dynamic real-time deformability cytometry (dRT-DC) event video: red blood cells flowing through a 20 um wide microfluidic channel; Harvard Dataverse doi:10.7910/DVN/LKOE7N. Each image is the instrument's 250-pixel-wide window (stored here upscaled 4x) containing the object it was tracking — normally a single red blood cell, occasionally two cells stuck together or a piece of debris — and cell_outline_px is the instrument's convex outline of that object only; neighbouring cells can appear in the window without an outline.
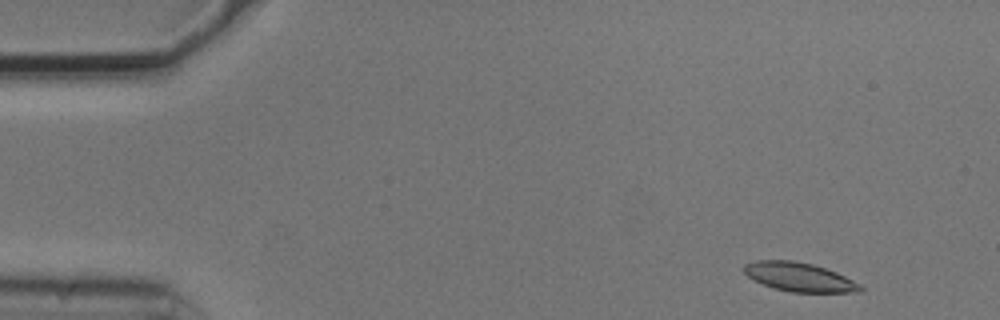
{"species": "common noctule bat (a hibernating species)", "species_latin": "Nyctalus noctula", "temperature_condition": "cold", "stored_images_in_passage": 50, "camera_frame_rate_fps": 3000, "um_per_image_px": 0.085, "animal": {"sex": "male", "body_mass_g": 20.5, "forearm_length_mm": 52.5}, "frame": {"image": 1, "passage_image": 1, "time_ms": 0.0, "image_size_px": [1000, 320], "cell_outline_px": [[864, 288], [860, 292], [792, 292], [776, 288], [764, 284], [748, 276], [744, 272], [744, 264], [756, 260], [792, 260], [812, 264], [836, 272], [860, 284]], "centroid_in_image_um": [67.95, 23.54], "position_along_channel_um": 17.0, "area_um2": 19.31}}
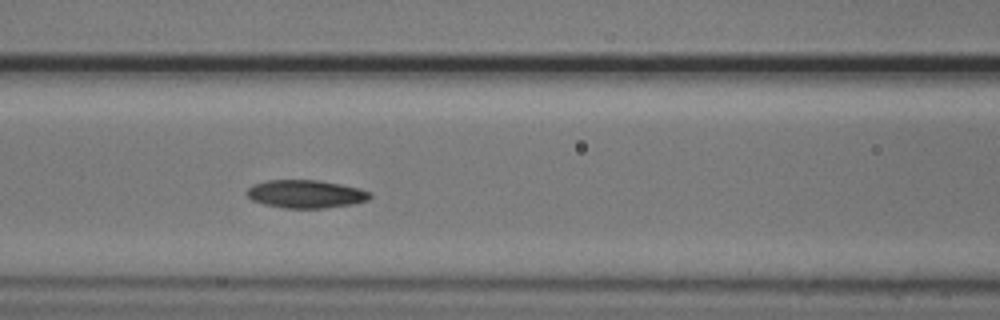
{"frame": {"image": 2, "passage_image": 19, "time_ms": 6.0, "image_size_px": [1000, 320], "cell_outline_px": [[372, 196], [368, 200], [352, 204], [324, 208], [284, 208], [264, 204], [252, 200], [248, 196], [248, 188], [252, 184], [268, 180], [320, 180], [360, 188], [372, 192]], "centroid_in_image_um": [26.02, 16.48], "position_along_channel_um": 140.6, "area_um2": 20.17}}
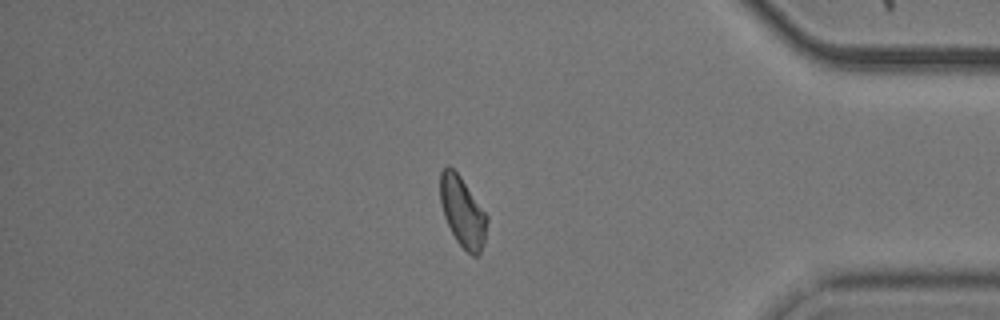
{"frame": {"image": 3, "passage_image": 42, "time_ms": 13.667, "image_size_px": [1000, 320], "cell_outline_px": [[488, 220], [484, 244], [480, 256], [472, 256], [456, 240], [444, 216], [440, 204], [440, 172], [448, 164], [460, 176], [488, 216]], "centroid_in_image_um": [39.33, 18.02], "position_along_channel_um": 395.9, "area_um2": 19.13}, "authors_computed_cell_mechanics": {"area_um2": 19.7098, "velocity_mm_per_s": 3.7132, "shape_relaxation_time_tau1_ms": 5.8169, "shape_relaxation_time_tau2_ms": 5.2671, "deformation_change_tau1": 0.1327, "deformation_change_tau2": 0.1067}}